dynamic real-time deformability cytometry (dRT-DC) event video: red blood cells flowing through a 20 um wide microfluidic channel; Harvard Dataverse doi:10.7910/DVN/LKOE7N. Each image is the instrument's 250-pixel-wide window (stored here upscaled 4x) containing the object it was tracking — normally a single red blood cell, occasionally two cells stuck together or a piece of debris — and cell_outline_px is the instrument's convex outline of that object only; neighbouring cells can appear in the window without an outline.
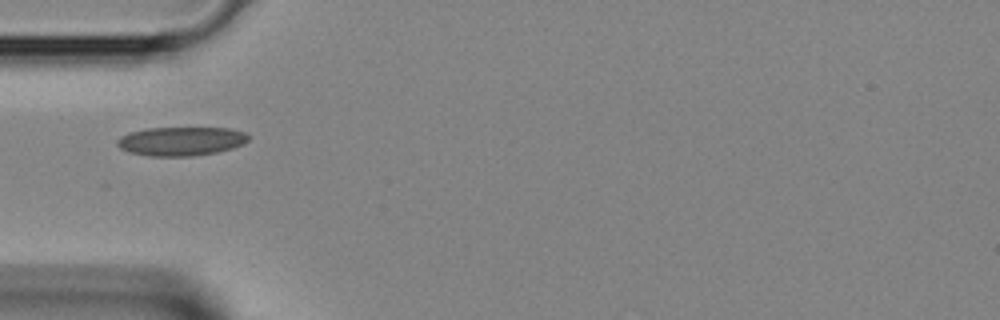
{"species": "Egyptian fruit bat (a non-hibernating species)", "species_latin": "Rousettus aegyptiacus", "temperature_condition": "room temperature", "stored_images_in_passage": 2, "camera_frame_rate_fps": 3000, "um_per_image_px": 0.085, "animal": {"sex": "female"}, "frame": {"image": 1, "passage_image": 1, "time_ms": 0.0, "image_size_px": [1000, 320], "cell_outline_px": [[248, 140], [244, 144], [232, 148], [216, 152], [192, 156], [148, 156], [128, 152], [120, 148], [116, 144], [116, 140], [120, 136], [128, 132], [144, 128], [228, 128], [244, 132], [248, 136]], "centroid_in_image_um": [15.33, 12.0], "position_along_channel_um": 69.7, "area_um2": 22.2}}
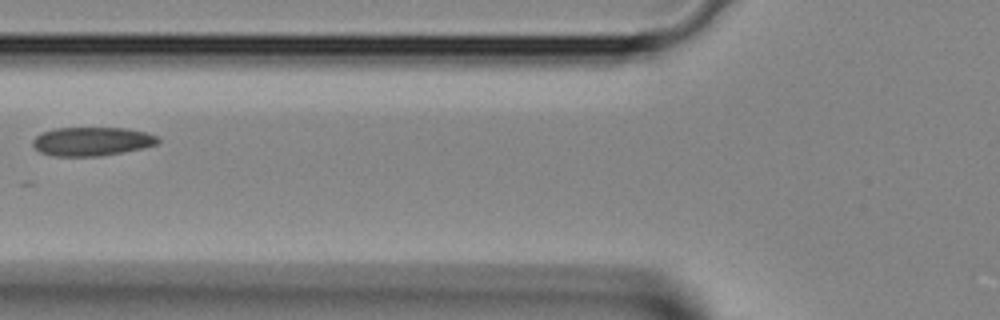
{"frame": {"image": 2, "passage_image": 2, "time_ms": 0.333, "image_size_px": [1000, 320], "cell_outline_px": [[160, 144], [144, 148], [124, 152], [96, 156], [56, 156], [40, 152], [32, 144], [32, 140], [36, 136], [44, 132], [56, 128], [128, 128], [144, 132], [156, 136], [160, 140]], "centroid_in_image_um": [7.85, 12.02], "position_along_channel_um": 118.0, "area_um2": 20.92}}